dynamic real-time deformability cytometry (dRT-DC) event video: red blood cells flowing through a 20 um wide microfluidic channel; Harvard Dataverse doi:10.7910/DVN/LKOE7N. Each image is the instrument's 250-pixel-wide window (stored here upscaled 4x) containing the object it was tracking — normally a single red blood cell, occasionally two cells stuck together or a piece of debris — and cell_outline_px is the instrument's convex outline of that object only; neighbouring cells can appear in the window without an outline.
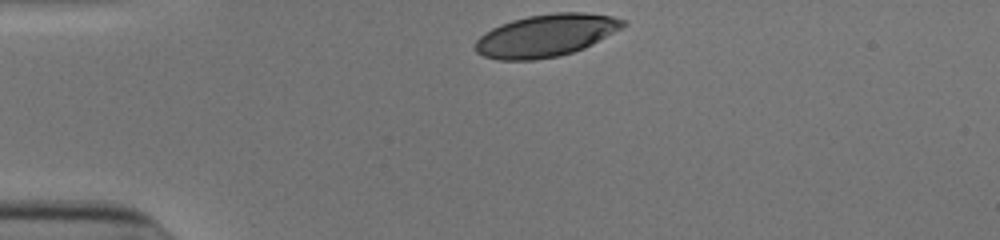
{"species": "human", "species_latin": "Homo sapiens", "temperature_condition": "cold", "stored_images_in_passage": 31, "camera_frame_rate_fps": 3000, "um_per_image_px": 0.085, "donor": {"sex": "male"}, "frame": {"image": 1, "passage_image": 1, "time_ms": 0.0, "image_size_px": [1000, 240], "cell_outline_px": [[628, 24], [624, 28], [584, 48], [560, 56], [536, 60], [496, 60], [484, 56], [476, 52], [476, 40], [484, 32], [500, 24], [512, 20], [528, 16], [556, 12], [584, 12], [612, 16], [628, 20]], "centroid_in_image_um": [46.45, 3.01], "position_along_channel_um": 38.6, "area_um2": 36.82}}
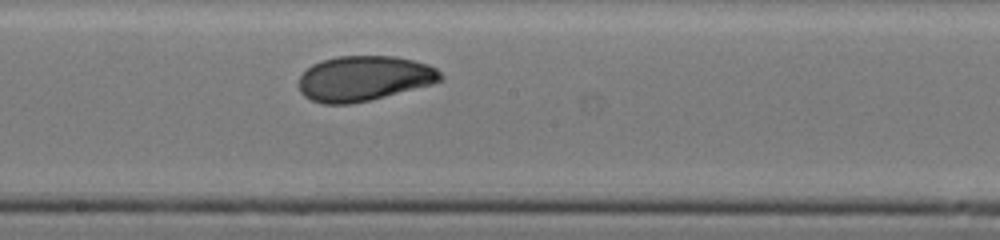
{"frame": {"image": 2, "passage_image": 18, "time_ms": 5.667, "image_size_px": [1000, 240], "cell_outline_px": [[444, 80], [432, 84], [368, 100], [348, 104], [324, 104], [312, 100], [304, 96], [300, 92], [300, 76], [312, 64], [320, 60], [336, 56], [396, 56], [428, 64], [436, 68], [444, 76]], "centroid_in_image_um": [30.95, 6.65], "position_along_channel_um": 217.3, "area_um2": 37.17}}
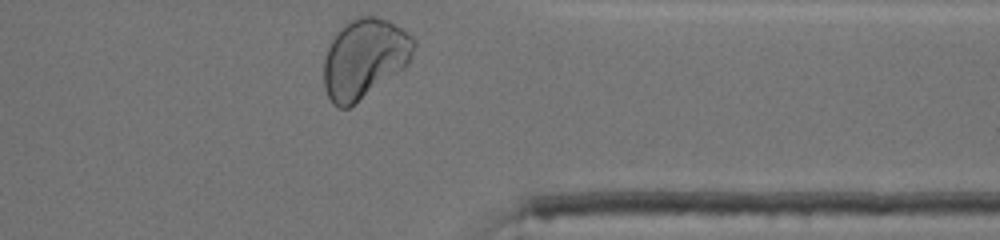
{"frame": {"image": 3, "passage_image": 31, "time_ms": 10.0, "image_size_px": [1000, 240], "cell_outline_px": [[416, 44], [408, 64], [404, 68], [348, 108], [340, 108], [332, 104], [324, 88], [324, 60], [328, 48], [336, 32], [344, 24], [360, 16], [376, 16], [388, 20], [412, 36], [416, 40]], "centroid_in_image_um": [30.97, 4.96], "position_along_channel_um": 380.4, "area_um2": 41.38}, "authors_computed_cell_mechanics": {"area_um2": 37.3388, "velocity_mm_per_s": 3.8873, "shape_relaxation_time_tau1_ms": 3.837, "shape_relaxation_time_tau2_ms": 1.2376, "deformation_change_tau1": 0.1509, "deformation_change_tau2": 0.0529}}